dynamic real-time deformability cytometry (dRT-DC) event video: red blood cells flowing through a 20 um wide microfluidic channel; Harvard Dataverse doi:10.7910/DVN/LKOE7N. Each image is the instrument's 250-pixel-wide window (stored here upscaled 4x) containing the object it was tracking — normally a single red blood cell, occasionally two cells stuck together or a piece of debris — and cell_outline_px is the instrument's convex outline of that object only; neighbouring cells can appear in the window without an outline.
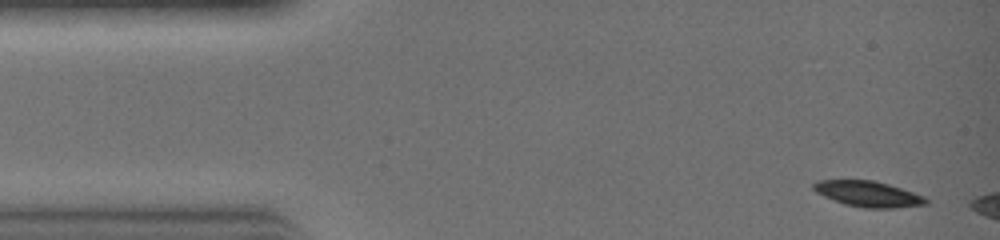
{"species": "common noctule bat (a hibernating species)", "species_latin": "Nyctalus noctula", "temperature_condition": "warm", "stored_images_in_passage": 30, "camera_frame_rate_fps": 3000, "um_per_image_px": 0.085, "animal": {"sex": "female", "body_mass_g": 19.0, "forearm_length_mm": 51.5}, "frame": {"image": 1, "passage_image": 2, "time_ms": 0.333, "image_size_px": [1000, 240], "cell_outline_px": [[928, 204], [896, 208], [864, 208], [844, 204], [824, 196], [816, 192], [812, 188], [812, 184], [816, 180], [872, 180], [888, 184], [924, 196], [928, 200]], "centroid_in_image_um": [73.77, 16.49], "position_along_channel_um": 11.2, "area_um2": 16.82}}
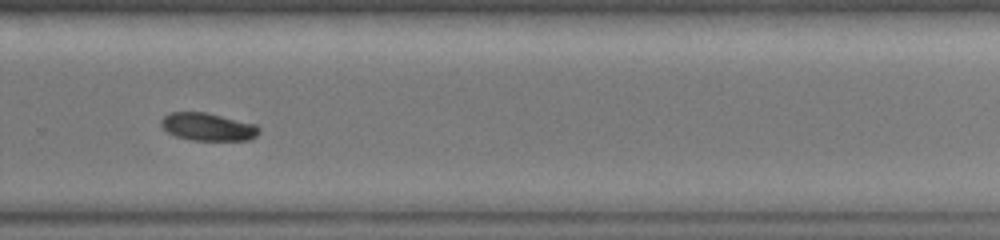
{"frame": {"image": 2, "passage_image": 21, "time_ms": 6.667, "image_size_px": [1000, 240], "cell_outline_px": [[260, 132], [256, 136], [248, 140], [196, 140], [176, 136], [168, 132], [160, 124], [160, 120], [168, 112], [204, 112], [260, 124]], "centroid_in_image_um": [17.72, 10.77], "position_along_channel_um": 312.1, "area_um2": 15.95}}
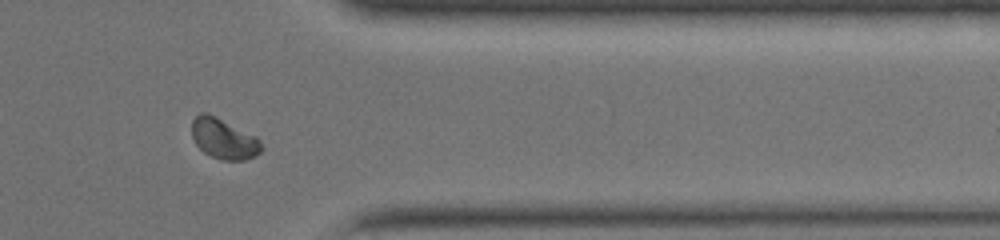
{"frame": {"image": 3, "passage_image": 25, "time_ms": 8.0, "image_size_px": [1000, 240], "cell_outline_px": [[264, 148], [256, 156], [244, 160], [220, 160], [204, 152], [196, 144], [192, 136], [192, 120], [200, 112], [208, 112], [256, 136], [260, 140]], "centroid_in_image_um": [19.03, 11.79], "position_along_channel_um": 392.4, "area_um2": 16.53}}